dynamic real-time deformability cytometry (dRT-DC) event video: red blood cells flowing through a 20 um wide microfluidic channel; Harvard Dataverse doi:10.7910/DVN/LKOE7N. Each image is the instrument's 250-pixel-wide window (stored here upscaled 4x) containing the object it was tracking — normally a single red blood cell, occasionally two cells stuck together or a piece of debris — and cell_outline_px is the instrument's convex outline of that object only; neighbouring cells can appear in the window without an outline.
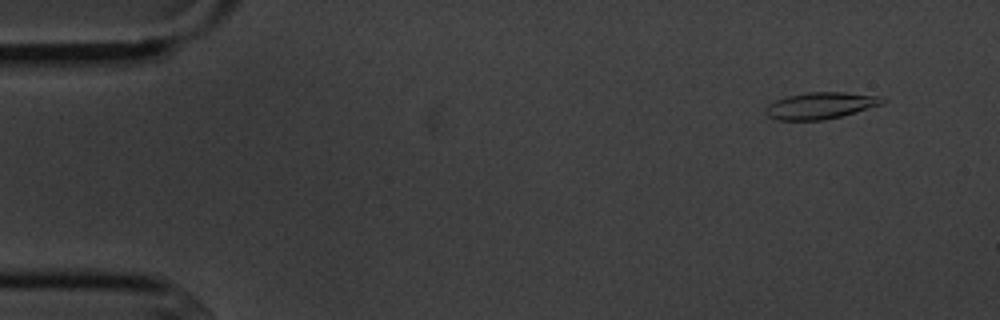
{"species": "common noctule bat (a hibernating species)", "species_latin": "Nyctalus noctula", "temperature_condition": "cold", "stored_images_in_passage": 4, "segment_of_instrument_passage": [2, 2], "camera_frame_rate_fps": 3000, "um_per_image_px": 0.085, "animal": {"sex": "male", "body_mass_g": 20.1, "forearm_length_mm": 53.5}, "frame": {"image": 1, "passage_image": 4, "time_ms": 4.333, "image_size_px": [1000, 320], "cell_outline_px": [[888, 100], [884, 104], [856, 112], [824, 120], [776, 120], [768, 116], [764, 112], [764, 108], [768, 104], [776, 100], [788, 96], [808, 92], [844, 92], [880, 96]], "centroid_in_image_um": [69.76, 8.97], "position_along_channel_um": 15.2, "area_um2": 18.26}}